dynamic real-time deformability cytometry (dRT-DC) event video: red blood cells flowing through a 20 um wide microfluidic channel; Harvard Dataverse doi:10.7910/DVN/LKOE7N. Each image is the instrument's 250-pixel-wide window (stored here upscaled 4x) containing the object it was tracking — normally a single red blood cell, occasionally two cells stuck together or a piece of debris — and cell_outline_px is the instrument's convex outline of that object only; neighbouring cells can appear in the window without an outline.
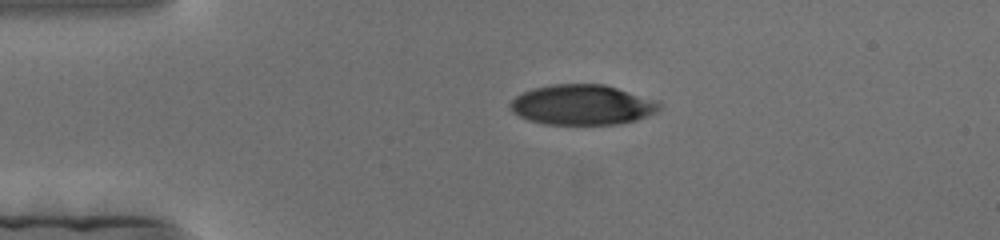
{"species": "human", "species_latin": "Homo sapiens", "temperature_condition": "cold", "stored_images_in_passage": 143, "camera_frame_rate_fps": 3000, "um_per_image_px": 0.085, "donor": {"sex": "female"}, "frame": {"image": 1, "passage_image": 1, "time_ms": 0.0, "image_size_px": [1000, 240], "cell_outline_px": [[660, 108], [656, 112], [636, 120], [620, 124], [544, 124], [528, 120], [512, 112], [508, 108], [508, 104], [516, 96], [532, 88], [552, 84], [604, 84], [660, 100]], "centroid_in_image_um": [49.49, 8.9], "position_along_channel_um": 35.5, "area_um2": 35.2}}
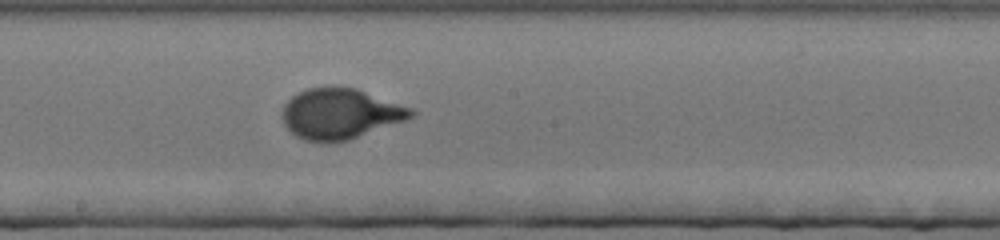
{"frame": {"image": 2, "passage_image": 61, "time_ms": 20.0, "image_size_px": [1000, 240], "cell_outline_px": [[416, 116], [348, 140], [328, 144], [304, 140], [296, 136], [284, 124], [280, 116], [284, 104], [292, 96], [308, 88], [356, 88], [416, 108]], "centroid_in_image_um": [28.94, 9.69], "position_along_channel_um": 219.3, "area_um2": 38.15}}
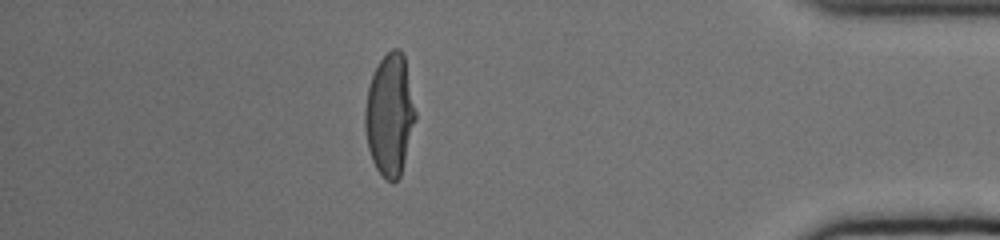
{"frame": {"image": 3, "passage_image": 120, "time_ms": 39.667, "image_size_px": [1000, 240], "cell_outline_px": [[416, 120], [400, 176], [392, 184], [376, 168], [372, 160], [368, 148], [364, 128], [364, 108], [368, 88], [372, 76], [380, 60], [392, 48], [400, 48], [404, 56], [416, 112]], "centroid_in_image_um": [33.12, 9.76], "position_along_channel_um": 402.1, "area_um2": 35.66}}